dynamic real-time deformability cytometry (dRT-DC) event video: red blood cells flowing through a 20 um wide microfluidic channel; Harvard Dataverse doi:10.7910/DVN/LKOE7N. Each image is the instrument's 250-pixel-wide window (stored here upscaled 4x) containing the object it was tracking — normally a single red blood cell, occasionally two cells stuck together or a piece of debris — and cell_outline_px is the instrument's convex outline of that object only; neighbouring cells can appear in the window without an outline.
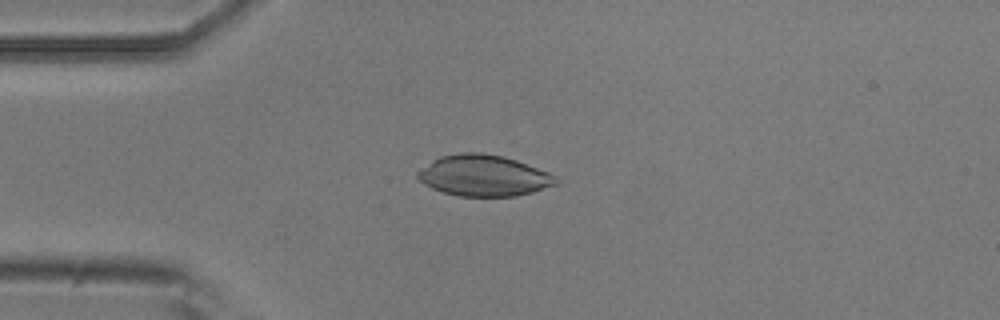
{"species": "common noctule bat (a hibernating species)", "species_latin": "Nyctalus noctula", "temperature_condition": "room temperature", "stored_images_in_passage": 6, "camera_frame_rate_fps": 3000, "um_per_image_px": 0.085, "animal": {"sex": "male", "body_mass_g": 20.5, "forearm_length_mm": 52.5}, "frame": {"image": 1, "passage_image": 3, "time_ms": 0.667, "image_size_px": [1000, 320], "cell_outline_px": [[560, 184], [532, 192], [516, 196], [460, 196], [444, 192], [432, 188], [424, 184], [416, 176], [416, 172], [432, 160], [440, 156], [460, 152], [480, 152], [504, 156], [516, 160], [548, 172], [556, 176]], "centroid_in_image_um": [41.12, 14.92], "position_along_channel_um": 43.9, "area_um2": 33.23}}
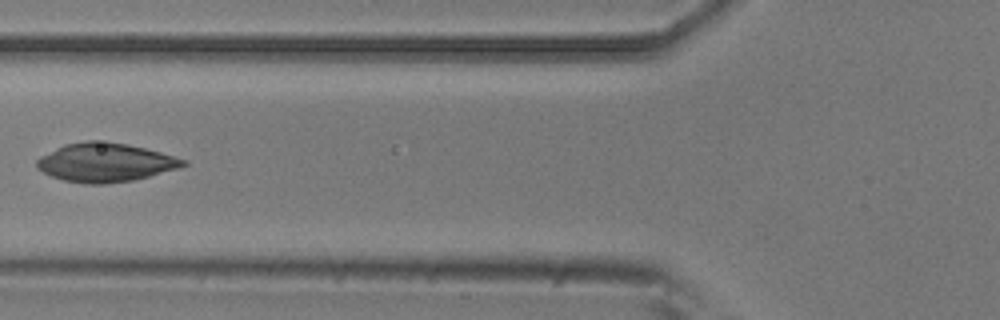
{"frame": {"image": 2, "passage_image": 5, "time_ms": 1.333, "image_size_px": [1000, 320], "cell_outline_px": [[188, 164], [180, 168], [132, 180], [104, 184], [84, 184], [64, 180], [52, 176], [36, 168], [36, 160], [40, 156], [64, 144], [88, 140], [96, 140], [128, 144], [160, 152], [188, 160]], "centroid_in_image_um": [8.95, 13.8], "position_along_channel_um": 116.9, "area_um2": 33.06}}
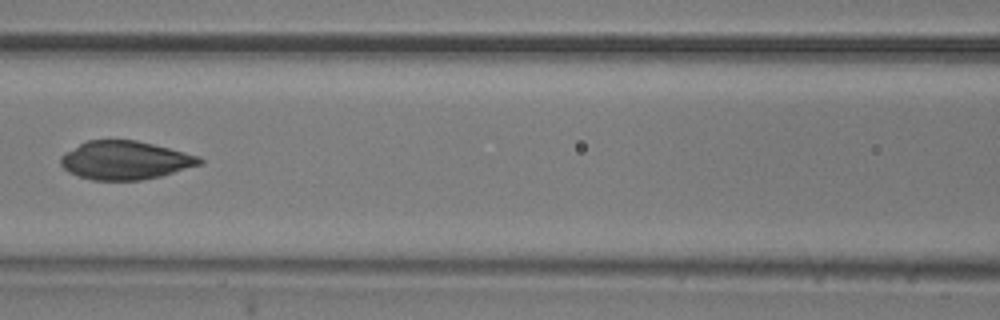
{"frame": {"image": 3, "passage_image": 6, "time_ms": 1.667, "image_size_px": [1000, 320], "cell_outline_px": [[204, 164], [160, 176], [140, 180], [92, 180], [68, 172], [60, 164], [60, 156], [64, 152], [88, 140], [136, 140], [200, 156], [204, 160]], "centroid_in_image_um": [10.64, 13.62], "position_along_channel_um": 156.0, "area_um2": 31.1}}